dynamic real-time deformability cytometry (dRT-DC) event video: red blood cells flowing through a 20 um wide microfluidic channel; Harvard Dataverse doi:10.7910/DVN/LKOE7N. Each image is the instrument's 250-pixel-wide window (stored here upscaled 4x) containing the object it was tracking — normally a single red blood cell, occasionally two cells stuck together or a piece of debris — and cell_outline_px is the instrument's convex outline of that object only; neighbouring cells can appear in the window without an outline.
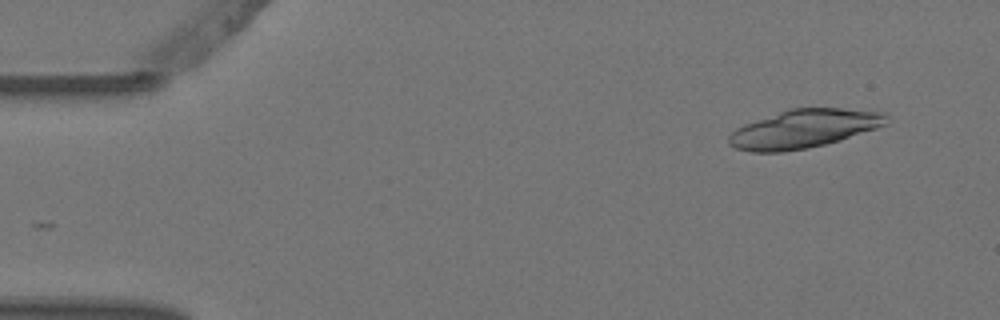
{"species": "Egyptian fruit bat (a non-hibernating species)", "species_latin": "Rousettus aegyptiacus", "temperature_condition": "warm", "stored_images_in_passage": 4, "camera_frame_rate_fps": 3000, "um_per_image_px": 0.085, "animal": {"sex": "female"}, "frame": {"image": 1, "passage_image": 1, "time_ms": 0.0, "image_size_px": [1000, 320], "cell_outline_px": [[888, 124], [840, 140], [824, 144], [784, 152], [752, 152], [736, 148], [728, 144], [728, 136], [736, 128], [744, 124], [788, 108], [840, 108], [884, 112], [888, 116]], "centroid_in_image_um": [68.32, 10.94], "position_along_channel_um": 16.7, "area_um2": 35.26}}